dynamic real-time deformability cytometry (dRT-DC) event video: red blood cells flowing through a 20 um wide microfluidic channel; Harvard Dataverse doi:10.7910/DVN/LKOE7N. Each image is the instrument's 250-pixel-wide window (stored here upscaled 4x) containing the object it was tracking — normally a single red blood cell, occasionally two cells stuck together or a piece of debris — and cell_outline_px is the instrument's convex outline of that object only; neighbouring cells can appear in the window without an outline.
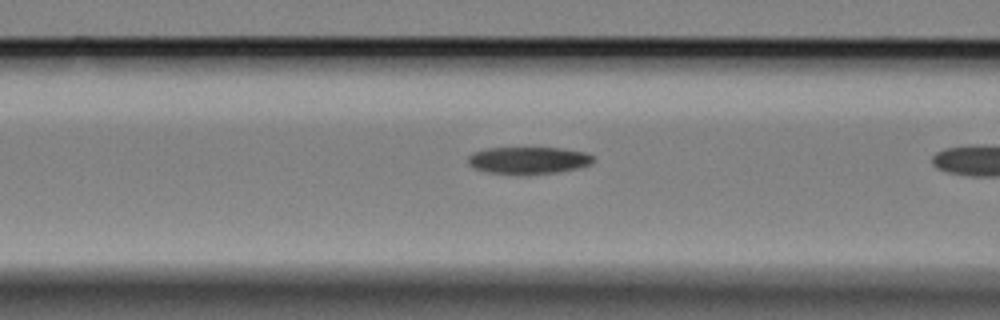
{"species": "Egyptian fruit bat (a non-hibernating species)", "species_latin": "Rousettus aegyptiacus", "temperature_condition": "cold", "stored_images_in_passage": 22, "camera_frame_rate_fps": 3000, "um_per_image_px": 0.085, "animal": {"sex": "female"}, "frame": {"image": 1, "passage_image": 20, "time_ms": 6.333, "image_size_px": [1000, 320], "cell_outline_px": [[596, 160], [592, 164], [560, 172], [528, 176], [520, 176], [488, 172], [476, 168], [468, 164], [468, 156], [472, 152], [488, 148], [564, 148], [584, 152], [592, 156]], "centroid_in_image_um": [44.93, 13.65], "position_along_channel_um": 121.7, "area_um2": 20.29}}